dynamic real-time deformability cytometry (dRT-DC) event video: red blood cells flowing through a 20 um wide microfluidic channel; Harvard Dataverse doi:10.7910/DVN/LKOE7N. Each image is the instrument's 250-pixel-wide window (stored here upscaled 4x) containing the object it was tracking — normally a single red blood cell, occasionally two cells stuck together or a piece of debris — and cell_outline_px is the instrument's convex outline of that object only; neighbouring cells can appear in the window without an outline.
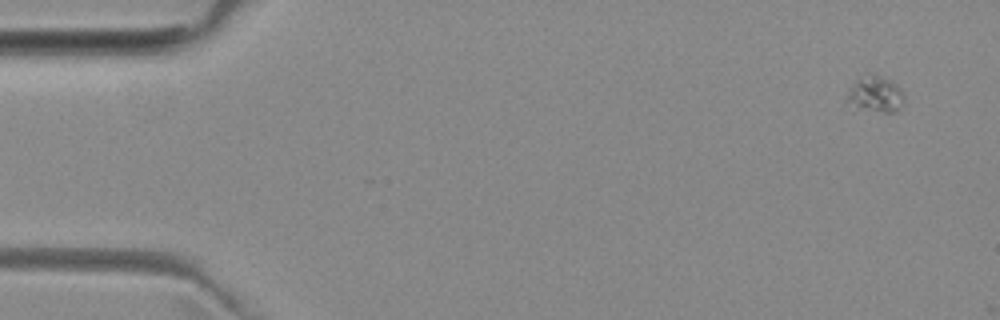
{"species": "common noctule bat (a hibernating species)", "species_latin": "Nyctalus noctula", "temperature_condition": "room temperature", "stored_images_in_passage": 5, "camera_frame_rate_fps": 3000, "um_per_image_px": 0.085, "animal": {"sex": "female", "body_mass_g": 29.2, "forearm_length_mm": 56.3}, "frame": {"image": 1, "passage_image": 1, "time_ms": 0.0, "image_size_px": [1000, 320], "cell_outline_px": [[904, 104], [900, 108], [892, 112], [884, 112], [856, 108], [848, 100], [848, 92], [856, 80], [872, 76], [876, 76], [888, 80], [900, 88], [904, 96]], "centroid_in_image_um": [74.46, 8.07], "position_along_channel_um": 10.5, "area_um2": 11.27}}